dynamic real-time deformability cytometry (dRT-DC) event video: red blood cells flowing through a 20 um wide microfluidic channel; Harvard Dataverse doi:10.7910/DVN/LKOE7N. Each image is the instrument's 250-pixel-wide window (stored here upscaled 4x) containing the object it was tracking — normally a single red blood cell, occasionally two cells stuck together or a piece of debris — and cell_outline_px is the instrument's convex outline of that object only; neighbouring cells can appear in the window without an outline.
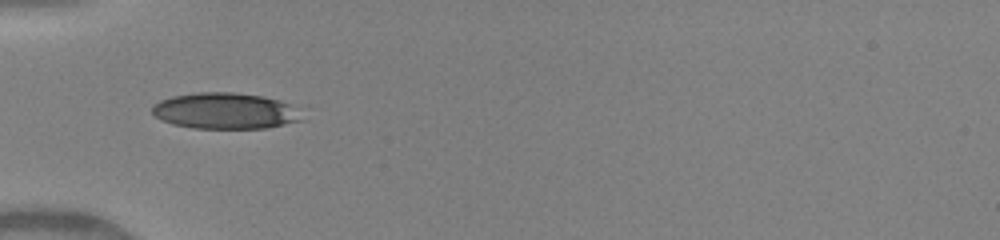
{"species": "human", "species_latin": "Homo sapiens", "temperature_condition": "warm", "stored_images_in_passage": 11, "camera_frame_rate_fps": 3000, "um_per_image_px": 0.085, "donor": {"sex": "female"}, "frame": {"image": 1, "passage_image": 1, "time_ms": 0.0, "image_size_px": [1000, 240], "cell_outline_px": [[304, 120], [264, 128], [192, 128], [172, 124], [156, 116], [152, 112], [152, 108], [160, 100], [172, 96], [200, 92], [232, 92], [264, 96], [280, 100], [300, 108]], "centroid_in_image_um": [19.2, 9.42], "position_along_channel_um": 65.8, "area_um2": 31.62}}
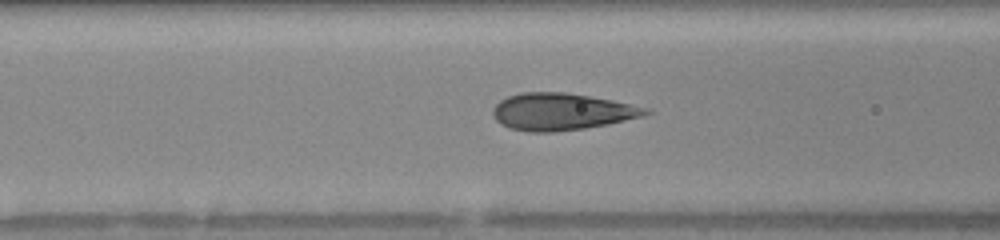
{"frame": {"image": 2, "passage_image": 5, "time_ms": 1.333, "image_size_px": [1000, 240], "cell_outline_px": [[652, 112], [640, 116], [608, 124], [584, 128], [552, 132], [528, 132], [508, 128], [500, 124], [492, 116], [492, 108], [500, 100], [508, 96], [520, 92], [564, 92], [588, 96], [628, 104], [644, 108]], "centroid_in_image_um": [47.6, 9.5], "position_along_channel_um": 119.0, "area_um2": 32.54}}